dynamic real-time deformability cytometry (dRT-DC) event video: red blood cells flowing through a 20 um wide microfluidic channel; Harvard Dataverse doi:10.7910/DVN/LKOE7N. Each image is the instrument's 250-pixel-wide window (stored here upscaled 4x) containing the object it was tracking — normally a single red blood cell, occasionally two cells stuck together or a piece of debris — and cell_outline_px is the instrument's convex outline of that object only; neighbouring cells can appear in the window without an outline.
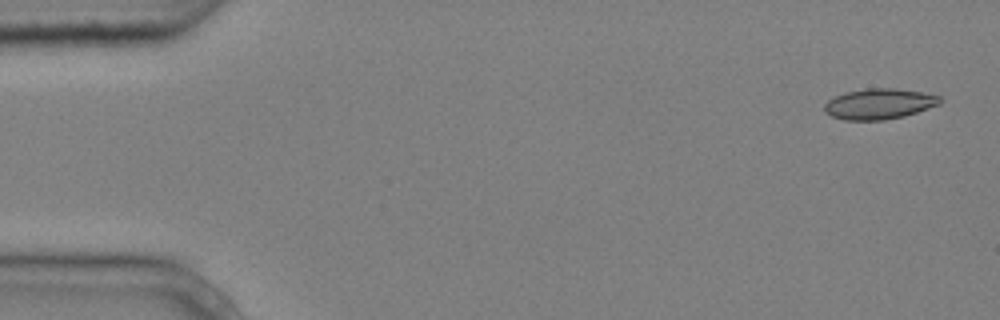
{"species": "common noctule bat (a hibernating species)", "species_latin": "Nyctalus noctula", "temperature_condition": "cold", "stored_images_in_passage": 6, "camera_frame_rate_fps": 3000, "um_per_image_px": 0.085, "animal": {"sex": "male", "body_mass_g": 20.4}, "frame": {"image": 1, "passage_image": 1, "time_ms": 0.0, "image_size_px": [1000, 320], "cell_outline_px": [[944, 100], [940, 104], [904, 116], [884, 120], [844, 120], [832, 116], [824, 112], [824, 104], [828, 100], [844, 92], [868, 88], [896, 88], [920, 92], [940, 96]], "centroid_in_image_um": [74.72, 8.83], "position_along_channel_um": 10.3, "area_um2": 20.63}}
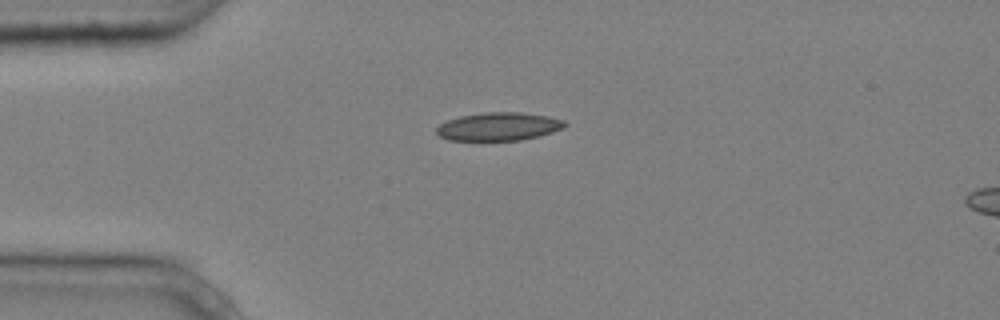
{"frame": {"image": 2, "passage_image": 4, "time_ms": 1.0, "image_size_px": [1000, 320], "cell_outline_px": [[568, 124], [564, 128], [552, 132], [520, 140], [448, 140], [440, 136], [436, 132], [436, 128], [440, 124], [448, 120], [460, 116], [488, 112], [520, 112], [548, 116], [564, 120]], "centroid_in_image_um": [42.4, 10.75], "position_along_channel_um": 42.6, "area_um2": 20.92}}
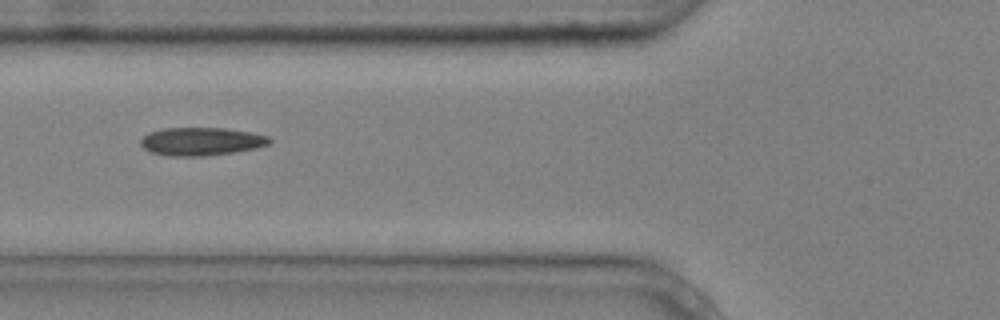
{"frame": {"image": 3, "passage_image": 6, "time_ms": 1.667, "image_size_px": [1000, 320], "cell_outline_px": [[272, 140], [268, 144], [256, 148], [208, 156], [172, 156], [152, 152], [144, 148], [140, 144], [140, 140], [148, 132], [164, 128], [224, 128], [248, 132], [268, 136]], "centroid_in_image_um": [17.08, 12.02], "position_along_channel_um": 108.7, "area_um2": 20.92}}